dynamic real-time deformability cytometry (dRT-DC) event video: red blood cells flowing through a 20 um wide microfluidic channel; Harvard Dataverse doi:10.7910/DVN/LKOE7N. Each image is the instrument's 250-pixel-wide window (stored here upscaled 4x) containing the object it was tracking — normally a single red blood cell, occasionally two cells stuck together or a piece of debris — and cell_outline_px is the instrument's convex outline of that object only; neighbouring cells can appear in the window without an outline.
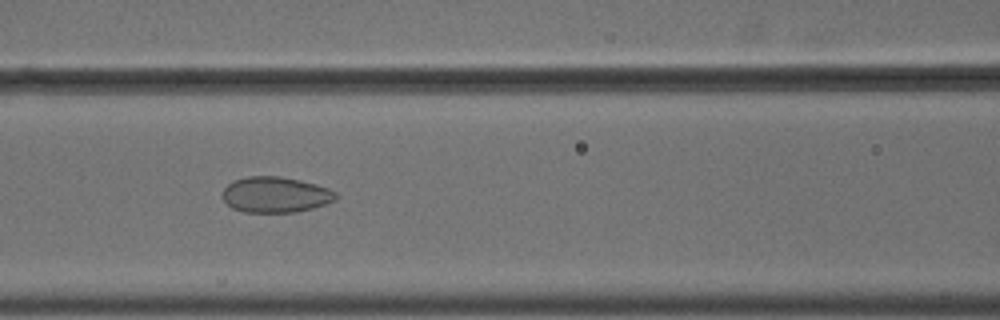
{"species": "common noctule bat (a hibernating species)", "species_latin": "Nyctalus noctula", "temperature_condition": "cold", "stored_images_in_passage": 55, "camera_frame_rate_fps": 3000, "um_per_image_px": 0.085, "animal": {"sex": "male", "body_mass_g": 18.8}, "frame": {"image": 1, "passage_image": 25, "time_ms": 8.0, "image_size_px": [1000, 320], "cell_outline_px": [[336, 200], [312, 208], [296, 212], [244, 212], [232, 208], [224, 200], [220, 192], [232, 180], [248, 176], [280, 176], [300, 180], [328, 188], [336, 192]], "centroid_in_image_um": [23.37, 16.54], "position_along_channel_um": 143.2, "area_um2": 23.64}}
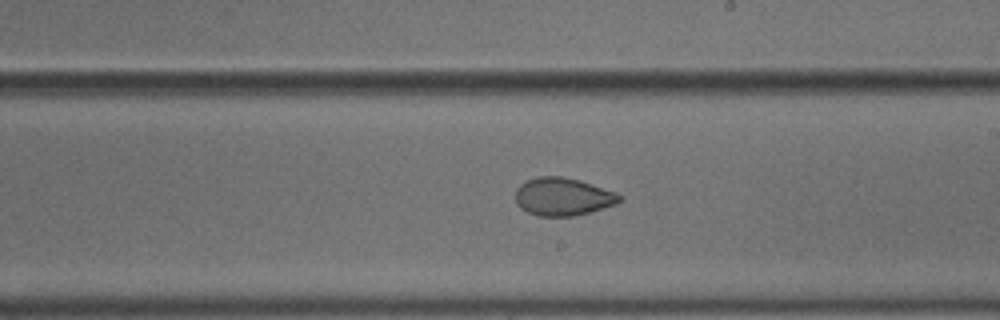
{"frame": {"image": 2, "passage_image": 33, "time_ms": 10.667, "image_size_px": [1000, 320], "cell_outline_px": [[624, 200], [616, 204], [604, 208], [572, 216], [540, 216], [528, 212], [520, 208], [516, 200], [516, 188], [524, 180], [536, 176], [564, 176], [580, 180], [616, 192]], "centroid_in_image_um": [47.84, 16.7], "position_along_channel_um": 241.2, "area_um2": 23.12}}
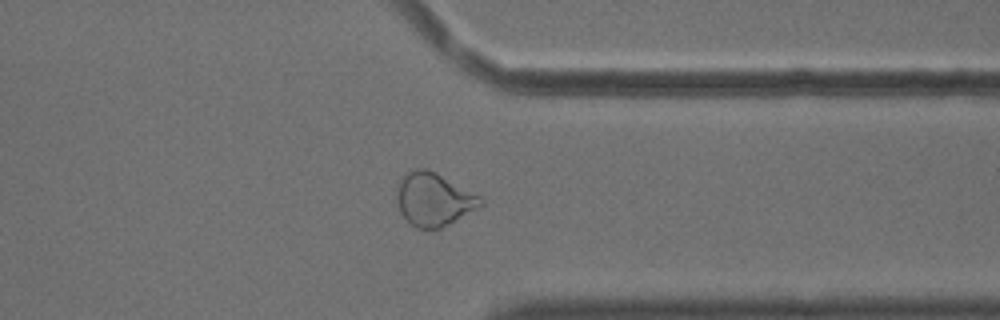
{"frame": {"image": 3, "passage_image": 44, "time_ms": 14.333, "image_size_px": [1000, 320], "cell_outline_px": [[484, 204], [448, 224], [440, 228], [416, 228], [400, 212], [396, 200], [396, 188], [400, 180], [408, 172], [416, 168], [424, 168], [436, 172], [480, 196], [484, 200]], "centroid_in_image_um": [36.85, 16.93], "position_along_channel_um": 374.6, "area_um2": 25.66}, "authors_computed_cell_mechanics": {"area_um2": 26.7036, "velocity_mm_per_s": 3.6766, "shape_relaxation_time_tau1_ms": null, "shape_relaxation_time_tau2_ms": 1.2172, "deformation_change_tau1": null, "deformation_change_tau2": 0.0413}}